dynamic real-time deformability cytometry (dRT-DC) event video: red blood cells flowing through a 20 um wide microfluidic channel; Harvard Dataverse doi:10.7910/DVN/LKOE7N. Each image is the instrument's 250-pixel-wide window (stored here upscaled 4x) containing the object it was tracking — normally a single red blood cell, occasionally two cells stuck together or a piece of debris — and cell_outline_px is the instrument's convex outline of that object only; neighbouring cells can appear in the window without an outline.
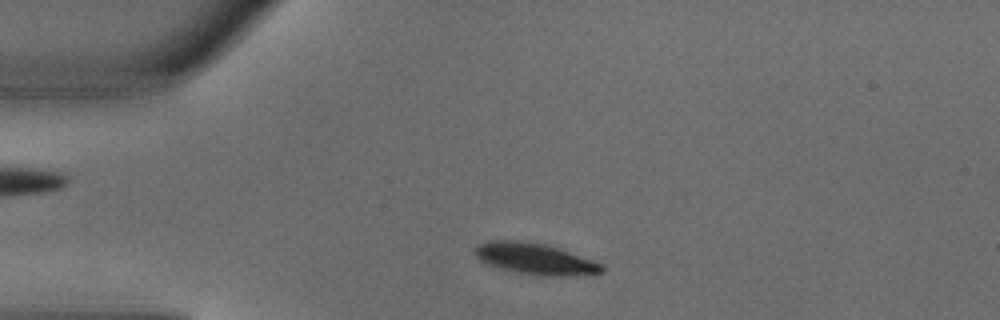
{"species": "common noctule bat (a hibernating species)", "species_latin": "Nyctalus noctula", "temperature_condition": "warm", "stored_images_in_passage": 1, "camera_frame_rate_fps": 3000, "um_per_image_px": 0.085, "animal": {"sex": "male", "body_mass_g": 18.8}, "frame": {"image": 1, "passage_image": 1, "time_ms": 0.0, "image_size_px": [1000, 320], "cell_outline_px": [[604, 272], [564, 276], [540, 276], [496, 268], [480, 260], [472, 252], [472, 248], [488, 240], [516, 240], [544, 244], [604, 264]], "centroid_in_image_um": [45.41, 22.0], "position_along_channel_um": 39.6, "area_um2": 23.0}}